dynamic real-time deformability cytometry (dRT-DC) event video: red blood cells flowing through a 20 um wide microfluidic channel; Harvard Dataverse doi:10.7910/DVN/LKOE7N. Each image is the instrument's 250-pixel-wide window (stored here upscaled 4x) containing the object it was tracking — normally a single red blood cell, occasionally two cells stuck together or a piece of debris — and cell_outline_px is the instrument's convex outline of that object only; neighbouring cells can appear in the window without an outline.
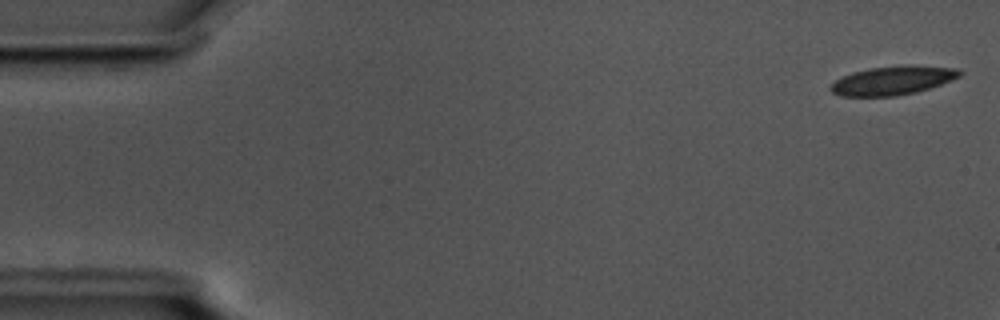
{"species": "common noctule bat (a hibernating species)", "species_latin": "Nyctalus noctula", "temperature_condition": "cold", "stored_images_in_passage": 10, "camera_frame_rate_fps": 3000, "um_per_image_px": 0.085, "animal": {"sex": "male", "body_mass_g": 17.5, "forearm_length_mm": 52.3}, "frame": {"image": 1, "passage_image": 1, "time_ms": 0.0, "image_size_px": [1000, 320], "cell_outline_px": [[964, 72], [960, 76], [952, 80], [916, 92], [896, 96], [840, 96], [832, 92], [828, 88], [840, 76], [852, 72], [868, 68], [900, 64], [916, 64], [960, 68]], "centroid_in_image_um": [75.91, 6.81], "position_along_channel_um": 9.1, "area_um2": 22.2}}